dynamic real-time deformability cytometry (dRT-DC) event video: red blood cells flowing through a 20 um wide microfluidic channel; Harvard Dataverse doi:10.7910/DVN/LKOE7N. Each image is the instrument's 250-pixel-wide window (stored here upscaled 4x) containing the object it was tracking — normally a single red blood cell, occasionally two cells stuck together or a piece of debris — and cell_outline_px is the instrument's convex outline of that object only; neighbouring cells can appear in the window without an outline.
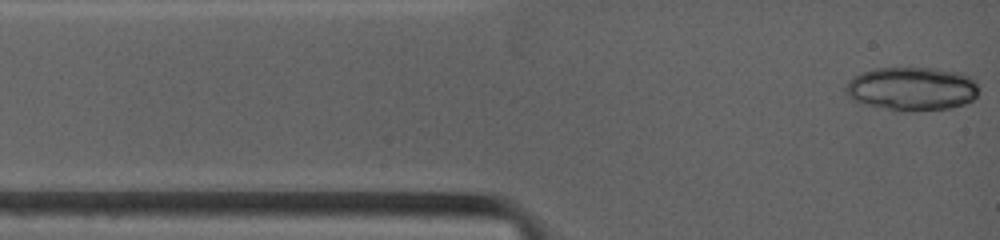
{"species": "common noctule bat (a hibernating species)", "species_latin": "Nyctalus noctula", "temperature_condition": "warm", "stored_images_in_passage": 7, "camera_frame_rate_fps": 4500, "um_per_image_px": 0.085, "animal": {"sex": "female", "body_mass_g": 19.0, "forearm_length_mm": 53.3}, "frame": {"image": 1, "passage_image": 1, "time_ms": 0.0, "image_size_px": [1000, 240], "cell_outline_px": [[976, 96], [972, 100], [964, 104], [948, 108], [912, 112], [896, 112], [864, 104], [852, 100], [844, 96], [844, 84], [852, 76], [872, 68], [932, 68], [964, 72], [972, 76], [976, 80]], "centroid_in_image_um": [77.44, 7.55], "position_along_channel_um": 7.6, "area_um2": 34.8}}